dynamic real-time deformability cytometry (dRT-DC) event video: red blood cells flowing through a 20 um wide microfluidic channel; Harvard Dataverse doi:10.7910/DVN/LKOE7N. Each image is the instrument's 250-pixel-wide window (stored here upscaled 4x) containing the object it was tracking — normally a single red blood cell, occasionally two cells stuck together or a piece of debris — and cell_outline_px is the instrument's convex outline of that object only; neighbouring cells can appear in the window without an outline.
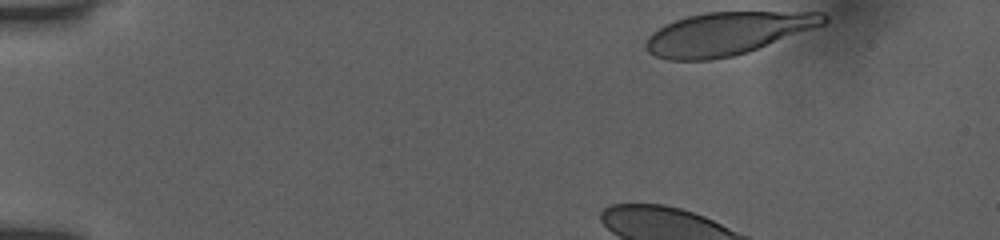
{"species": "human", "species_latin": "Homo sapiens", "temperature_condition": "room temperature", "stored_images_in_passage": 39, "camera_frame_rate_fps": 3000, "um_per_image_px": 0.085, "donor": {"sex": "female"}, "frame": {"image": 1, "passage_image": 1, "time_ms": 0.0, "image_size_px": [1000, 240], "cell_outline_px": [[828, 20], [824, 24], [748, 52], [732, 56], [712, 60], [668, 60], [656, 56], [648, 52], [644, 48], [644, 44], [648, 36], [652, 32], [664, 24], [688, 16], [704, 12], [824, 12], [828, 16]], "centroid_in_image_um": [61.78, 2.85], "position_along_channel_um": 23.2, "area_um2": 44.33}, "authors_computed_cell_mechanics": {"area_um2": 40.2866, "velocity_mm_per_s": 3.8909, "shape_relaxation_time_tau1_ms": 3.2044, "shape_relaxation_time_tau2_ms": null, "deformation_change_tau1": 0.1424, "deformation_change_tau2": null}}